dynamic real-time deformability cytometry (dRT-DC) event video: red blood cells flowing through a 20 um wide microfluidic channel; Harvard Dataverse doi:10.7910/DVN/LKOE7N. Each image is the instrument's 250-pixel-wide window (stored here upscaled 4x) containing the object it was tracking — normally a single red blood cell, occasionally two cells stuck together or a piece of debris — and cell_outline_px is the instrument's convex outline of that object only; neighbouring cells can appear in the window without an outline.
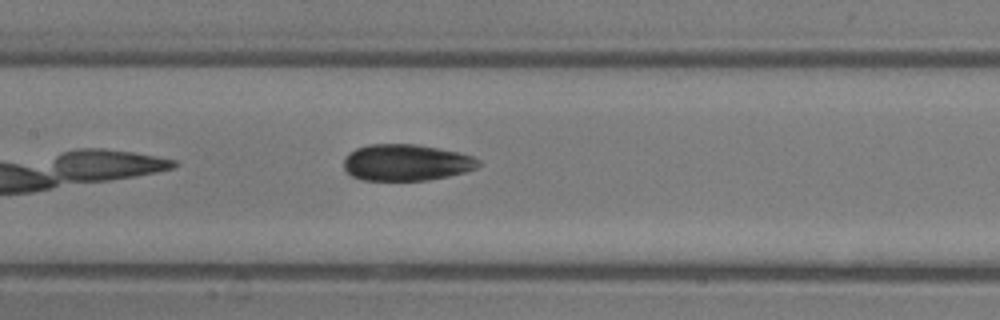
{"species": "common noctule bat (a hibernating species)", "species_latin": "Nyctalus noctula", "temperature_condition": "room temperature", "stored_images_in_passage": 20, "camera_frame_rate_fps": 3000, "um_per_image_px": 0.085, "animal": {"sex": "male", "body_mass_g": 13.3}, "frame": {"image": 1, "passage_image": 9, "time_ms": 2.667, "image_size_px": [1000, 320], "cell_outline_px": [[480, 164], [476, 168], [464, 172], [448, 176], [428, 180], [364, 180], [352, 176], [344, 168], [344, 156], [356, 148], [368, 144], [416, 144], [440, 148], [472, 156], [480, 160]], "centroid_in_image_um": [34.52, 13.81], "position_along_channel_um": 172.9, "area_um2": 28.61}}